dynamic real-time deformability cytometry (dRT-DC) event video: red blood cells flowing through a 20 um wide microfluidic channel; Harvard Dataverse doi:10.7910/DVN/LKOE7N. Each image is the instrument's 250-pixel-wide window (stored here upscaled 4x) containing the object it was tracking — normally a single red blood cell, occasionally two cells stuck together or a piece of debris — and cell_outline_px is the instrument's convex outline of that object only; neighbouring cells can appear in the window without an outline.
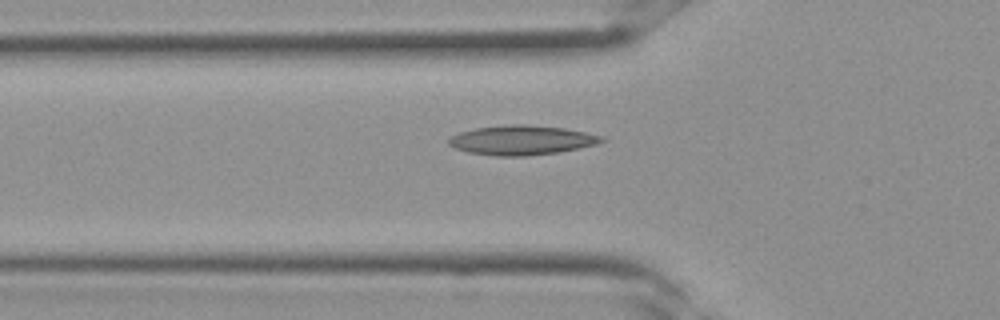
{"species": "Egyptian fruit bat (a non-hibernating species)", "species_latin": "Rousettus aegyptiacus", "temperature_condition": "room temperature", "stored_images_in_passage": 24, "camera_frame_rate_fps": 3000, "um_per_image_px": 0.085, "frame": {"image": 1, "passage_image": 2, "time_ms": 0.333, "image_size_px": [1000, 320], "cell_outline_px": [[608, 140], [596, 144], [580, 148], [560, 152], [524, 156], [496, 156], [468, 152], [456, 148], [448, 144], [448, 136], [460, 132], [476, 128], [512, 124], [524, 124], [564, 128], [604, 136]], "centroid_in_image_um": [44.35, 11.91], "position_along_channel_um": 81.4, "area_um2": 26.36}}
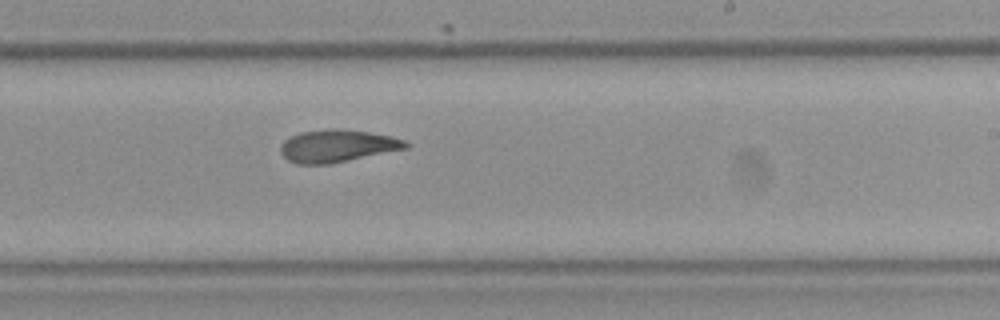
{"frame": {"image": 2, "passage_image": 11, "time_ms": 3.333, "image_size_px": [1000, 320], "cell_outline_px": [[408, 148], [328, 164], [296, 164], [288, 160], [280, 152], [280, 144], [284, 140], [300, 132], [328, 128], [336, 128], [368, 132], [392, 136], [404, 140], [408, 144]], "centroid_in_image_um": [28.64, 12.4], "position_along_channel_um": 260.4, "area_um2": 23.58}}
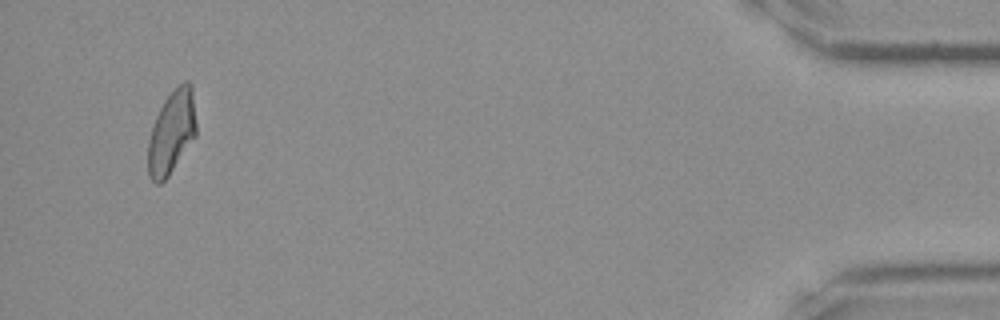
{"frame": {"image": 3, "passage_image": 23, "time_ms": 7.333, "image_size_px": [1000, 320], "cell_outline_px": [[196, 136], [168, 176], [160, 184], [156, 184], [148, 176], [148, 140], [152, 124], [164, 100], [184, 80], [188, 80], [192, 84], [196, 124]], "centroid_in_image_um": [14.58, 11.24], "position_along_channel_um": 420.6, "area_um2": 23.47}}